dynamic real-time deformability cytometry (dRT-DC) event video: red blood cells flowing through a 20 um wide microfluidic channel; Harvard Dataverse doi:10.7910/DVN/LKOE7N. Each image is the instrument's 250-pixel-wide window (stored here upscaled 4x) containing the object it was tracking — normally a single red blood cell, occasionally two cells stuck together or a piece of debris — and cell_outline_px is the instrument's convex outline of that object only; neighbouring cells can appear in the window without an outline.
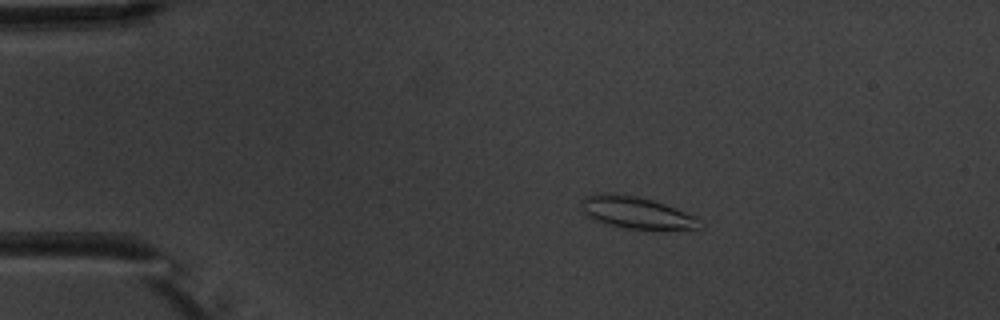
{"species": "common noctule bat (a hibernating species)", "species_latin": "Nyctalus noctula", "temperature_condition": "warm", "stored_images_in_passage": 3, "camera_frame_rate_fps": 3000, "um_per_image_px": 0.085, "animal": {"sex": "male", "body_mass_g": 20.1, "forearm_length_mm": 53.5}, "frame": {"image": 1, "passage_image": 2, "time_ms": 1.333, "image_size_px": [1000, 320], "cell_outline_px": [[704, 228], [624, 228], [608, 224], [596, 220], [588, 216], [584, 212], [584, 196], [600, 192], [604, 192], [636, 196], [652, 200], [664, 204], [696, 216], [704, 220]], "centroid_in_image_um": [54.15, 18.06], "position_along_channel_um": 30.9, "area_um2": 21.56}}